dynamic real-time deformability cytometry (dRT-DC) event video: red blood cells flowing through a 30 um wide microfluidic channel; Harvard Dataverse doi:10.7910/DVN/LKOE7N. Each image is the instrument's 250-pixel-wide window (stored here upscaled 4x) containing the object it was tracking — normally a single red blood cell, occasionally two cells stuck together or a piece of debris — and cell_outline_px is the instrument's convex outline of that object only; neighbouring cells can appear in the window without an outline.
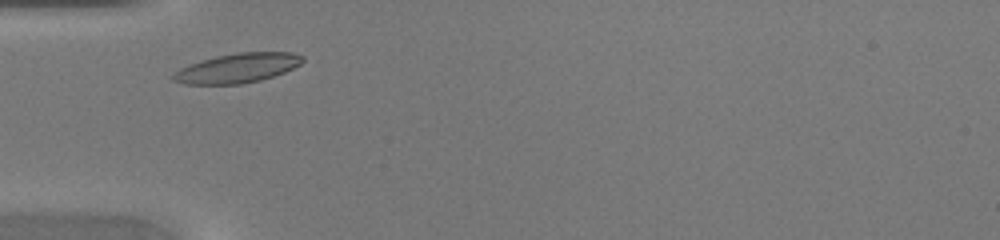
{"species": "common noctule bat (a hibernating species)", "species_latin": "Nyctalus noctula", "temperature_condition": "warm", "stored_images_in_passage": 27, "camera_frame_rate_fps": 3000, "um_per_image_px": 0.085, "animal": {"sex": "female", "body_mass_g": 20.0, "forearm_length_mm": 54.0}, "frame": {"image": 1, "passage_image": 3, "time_ms": 0.667, "image_size_px": [1000, 240], "cell_outline_px": [[304, 60], [300, 64], [284, 72], [260, 80], [240, 84], [184, 84], [172, 80], [168, 76], [180, 68], [188, 64], [200, 60], [236, 52], [292, 52], [304, 56]], "centroid_in_image_um": [20.13, 5.78], "position_along_channel_um": 64.9, "area_um2": 22.31}}
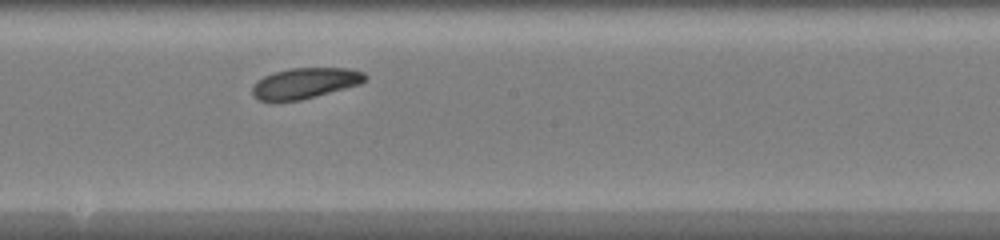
{"frame": {"image": 2, "passage_image": 14, "time_ms": 4.333, "image_size_px": [1000, 240], "cell_outline_px": [[368, 76], [360, 84], [316, 96], [300, 100], [260, 100], [252, 96], [252, 84], [256, 80], [272, 72], [288, 68], [348, 68], [364, 72]], "centroid_in_image_um": [25.9, 7.05], "position_along_channel_um": 222.3, "area_um2": 20.17}}
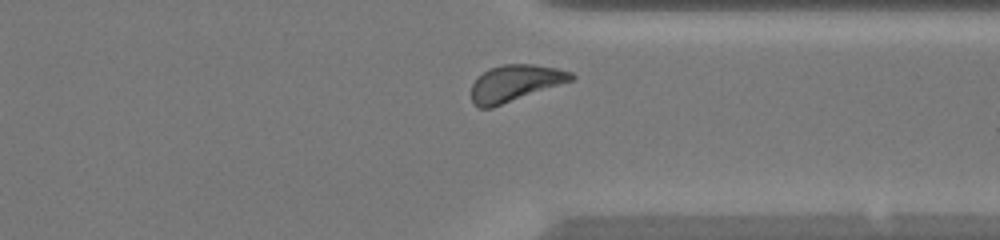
{"frame": {"image": 3, "passage_image": 24, "time_ms": 7.667, "image_size_px": [1000, 240], "cell_outline_px": [[576, 80], [492, 108], [480, 108], [472, 104], [472, 84], [488, 68], [504, 64], [532, 64], [556, 68], [572, 72], [576, 76]], "centroid_in_image_um": [43.83, 7.08], "position_along_channel_um": 367.6, "area_um2": 21.5}}